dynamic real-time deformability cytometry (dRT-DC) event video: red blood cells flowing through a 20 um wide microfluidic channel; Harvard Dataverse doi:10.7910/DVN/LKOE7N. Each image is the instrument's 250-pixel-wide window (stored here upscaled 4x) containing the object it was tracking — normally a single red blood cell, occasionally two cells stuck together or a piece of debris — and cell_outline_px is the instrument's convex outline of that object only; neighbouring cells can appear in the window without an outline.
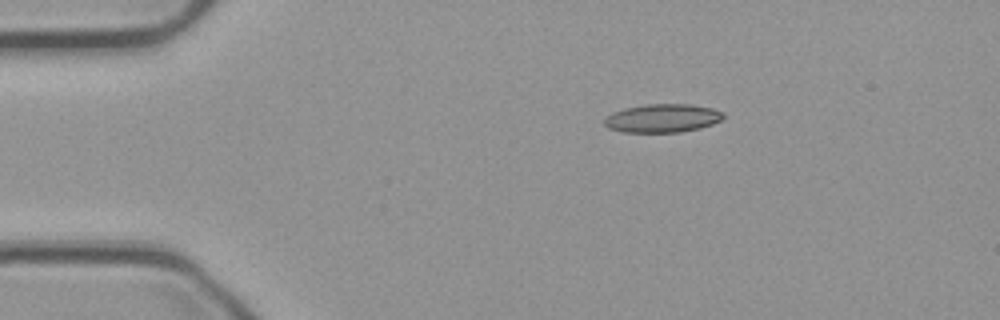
{"species": "common noctule bat (a hibernating species)", "species_latin": "Nyctalus noctula", "temperature_condition": "cold", "stored_images_in_passage": 3, "camera_frame_rate_fps": 3000, "um_per_image_px": 0.085, "animal": {"sex": "male", "body_mass_g": 23.1, "forearm_length_mm": 52.7}, "frame": {"image": 1, "passage_image": 1, "time_ms": 0.0, "image_size_px": [1000, 320], "cell_outline_px": [[720, 116], [716, 120], [704, 124], [688, 128], [664, 132], [644, 132], [624, 128], [640, 108], [700, 108]], "centroid_in_image_um": [56.88, 10.14], "position_along_channel_um": 28.1, "area_um2": 12.31}}